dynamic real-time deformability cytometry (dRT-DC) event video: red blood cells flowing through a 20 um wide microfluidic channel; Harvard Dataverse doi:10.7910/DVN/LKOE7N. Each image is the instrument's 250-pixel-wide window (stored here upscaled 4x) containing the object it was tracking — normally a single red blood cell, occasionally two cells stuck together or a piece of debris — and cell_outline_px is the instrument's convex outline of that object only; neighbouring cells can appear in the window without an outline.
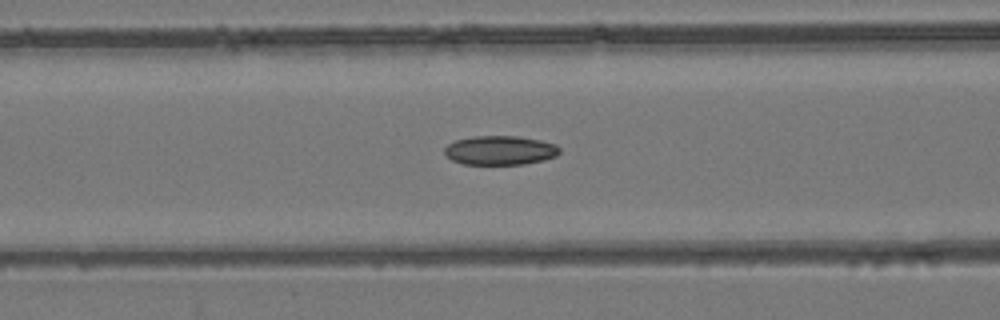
{"species": "common noctule bat (a hibernating species)", "species_latin": "Nyctalus noctula", "temperature_condition": "room temperature", "stored_images_in_passage": 55, "camera_frame_rate_fps": 3000, "um_per_image_px": 0.085, "animal": {"sex": "female", "body_mass_g": 24.6, "forearm_length_mm": 56.2}, "frame": {"image": 1, "passage_image": 23, "time_ms": 7.333, "image_size_px": [1000, 320], "cell_outline_px": [[560, 152], [556, 156], [544, 160], [524, 164], [464, 164], [452, 160], [444, 152], [444, 148], [448, 144], [456, 140], [472, 136], [520, 136], [540, 140], [556, 144], [560, 148]], "centroid_in_image_um": [42.53, 12.77], "position_along_channel_um": 124.1, "area_um2": 19.59}}
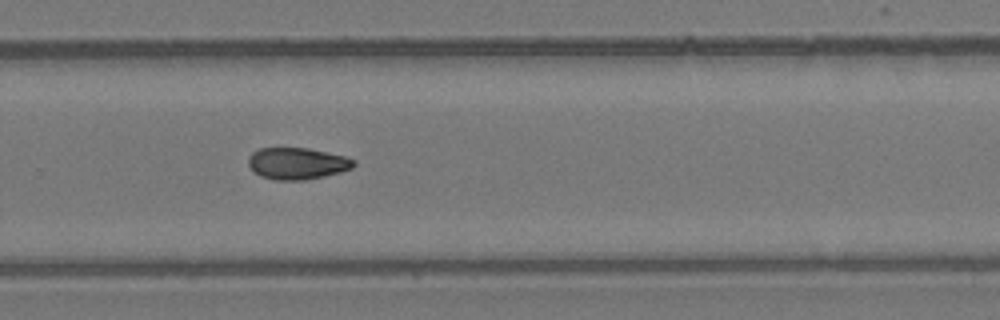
{"frame": {"image": 2, "passage_image": 37, "time_ms": 12.0, "image_size_px": [1000, 320], "cell_outline_px": [[356, 164], [352, 168], [340, 172], [324, 176], [304, 180], [276, 180], [260, 176], [252, 172], [248, 164], [248, 156], [252, 152], [260, 148], [308, 148], [344, 156], [356, 160]], "centroid_in_image_um": [25.23, 13.9], "position_along_channel_um": 304.6, "area_um2": 19.59}}
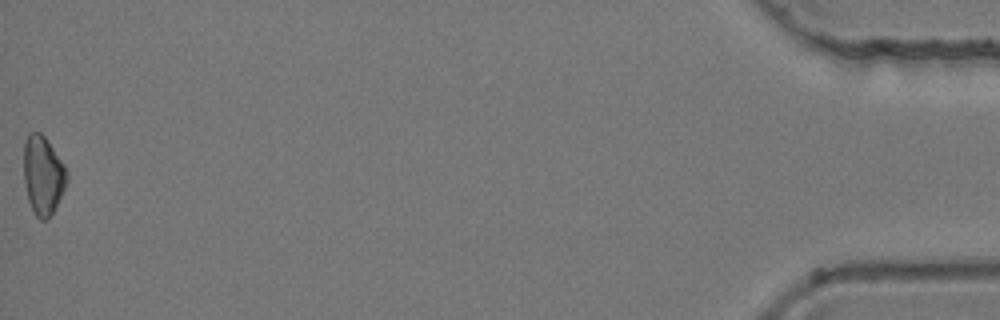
{"frame": {"image": 3, "passage_image": 55, "time_ms": 18.0, "image_size_px": [1000, 320], "cell_outline_px": [[68, 180], [48, 220], [40, 220], [36, 216], [28, 200], [24, 180], [24, 140], [28, 132], [40, 132], [44, 136], [64, 164], [68, 172]], "centroid_in_image_um": [3.64, 14.87], "position_along_channel_um": 431.6, "area_um2": 19.65}, "authors_computed_cell_mechanics": {"area_um2": 19.8254, "velocity_mm_per_s": 3.8792, "shape_relaxation_time_tau1_ms": 5.6464, "shape_relaxation_time_tau2_ms": null, "deformation_change_tau1": 0.0943, "deformation_change_tau2": null}}